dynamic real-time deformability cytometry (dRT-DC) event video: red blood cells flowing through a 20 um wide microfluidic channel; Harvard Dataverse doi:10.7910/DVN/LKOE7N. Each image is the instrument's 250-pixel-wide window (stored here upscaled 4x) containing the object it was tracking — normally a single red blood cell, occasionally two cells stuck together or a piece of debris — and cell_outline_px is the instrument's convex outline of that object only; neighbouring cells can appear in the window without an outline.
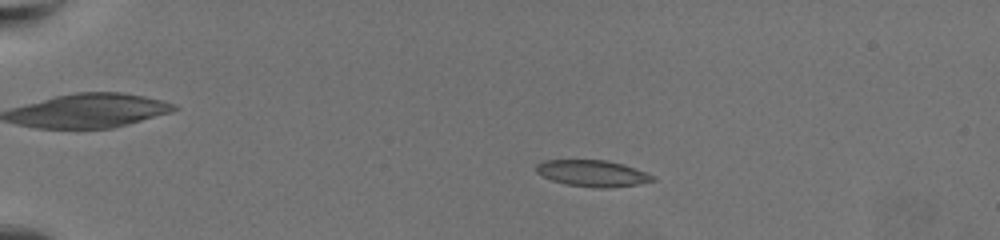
{"species": "common noctule bat (a hibernating species)", "species_latin": "Nyctalus noctula", "temperature_condition": "warm", "stored_images_in_passage": 65, "camera_frame_rate_fps": 3000, "um_per_image_px": 0.085, "animal": {"sex": "female", "body_mass_g": 19.5, "forearm_length_mm": 54.1}, "frame": {"image": 1, "passage_image": 16, "time_ms": 5.0, "image_size_px": [1000, 240], "cell_outline_px": [[656, 180], [640, 184], [608, 188], [596, 188], [564, 184], [552, 180], [536, 172], [536, 164], [544, 160], [608, 160], [624, 164], [644, 172], [652, 176]], "centroid_in_image_um": [50.35, 14.73], "position_along_channel_um": 34.7, "area_um2": 17.92}}
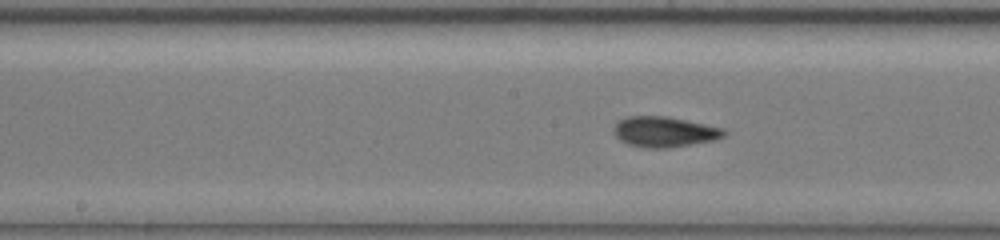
{"frame": {"image": 2, "passage_image": 37, "time_ms": 12.0, "image_size_px": [1000, 240], "cell_outline_px": [[728, 132], [724, 136], [712, 140], [672, 148], [644, 148], [628, 144], [620, 140], [612, 132], [612, 128], [620, 120], [628, 116], [664, 116], [724, 128]], "centroid_in_image_um": [56.45, 11.21], "position_along_channel_um": 191.8, "area_um2": 19.54}}
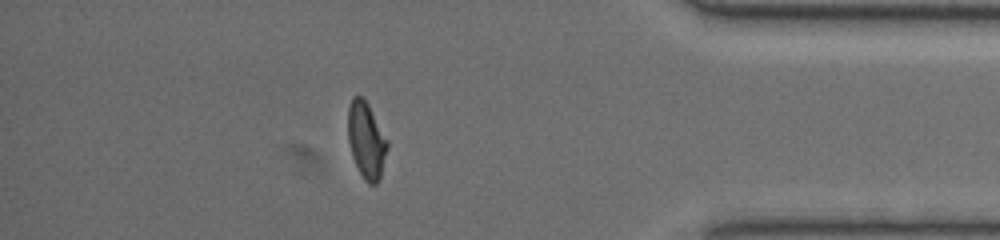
{"frame": {"image": 3, "passage_image": 58, "time_ms": 19.0, "image_size_px": [1000, 240], "cell_outline_px": [[388, 148], [380, 180], [376, 184], [368, 184], [364, 180], [352, 156], [348, 140], [348, 104], [352, 96], [360, 96], [368, 104], [388, 140]], "centroid_in_image_um": [31.14, 11.93], "position_along_channel_um": 404.1, "area_um2": 17.63}, "authors_computed_cell_mechanics": {"area_um2": 18.2648, "velocity_mm_per_s": 3.4092, "shape_relaxation_time_tau1_ms": null, "shape_relaxation_time_tau2_ms": 1.9756, "deformation_change_tau1": null, "deformation_change_tau2": 0.0848}}